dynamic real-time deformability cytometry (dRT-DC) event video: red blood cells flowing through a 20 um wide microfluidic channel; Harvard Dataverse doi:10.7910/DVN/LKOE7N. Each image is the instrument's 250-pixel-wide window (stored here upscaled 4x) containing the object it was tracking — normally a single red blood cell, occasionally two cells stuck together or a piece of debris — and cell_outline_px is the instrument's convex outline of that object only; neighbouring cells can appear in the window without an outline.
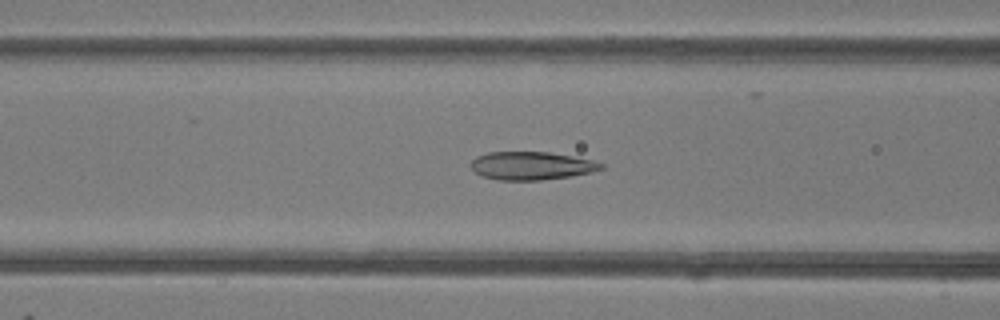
{"species": "common noctule bat (a hibernating species)", "species_latin": "Nyctalus noctula", "temperature_condition": "room temperature", "stored_images_in_passage": 38, "camera_frame_rate_fps": 3000, "um_per_image_px": 0.085, "animal": {"sex": "female"}, "frame": {"image": 1, "passage_image": 9, "time_ms": 2.667, "image_size_px": [1000, 320], "cell_outline_px": [[604, 168], [592, 172], [572, 176], [540, 180], [500, 180], [484, 176], [476, 172], [468, 164], [476, 156], [488, 152], [548, 152], [592, 160], [604, 164]], "centroid_in_image_um": [45.17, 14.08], "position_along_channel_um": 121.4, "area_um2": 21.27}}
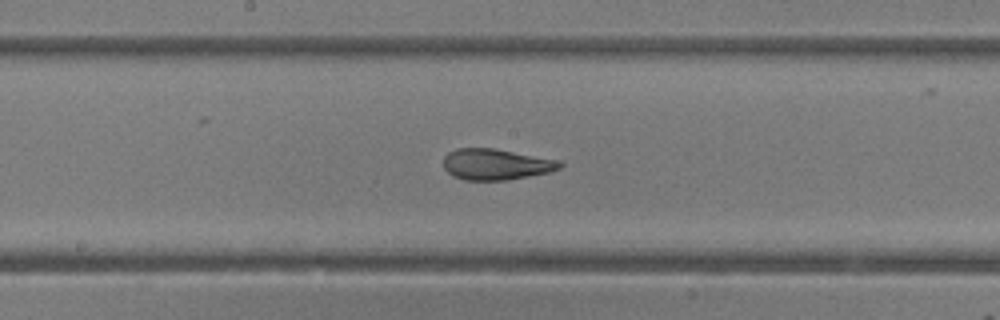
{"frame": {"image": 2, "passage_image": 15, "time_ms": 4.667, "image_size_px": [1000, 320], "cell_outline_px": [[564, 164], [560, 168], [548, 172], [508, 180], [464, 180], [452, 176], [444, 168], [444, 156], [448, 152], [456, 148], [496, 148], [560, 160]], "centroid_in_image_um": [42.15, 13.96], "position_along_channel_um": 206.0, "area_um2": 21.21}}
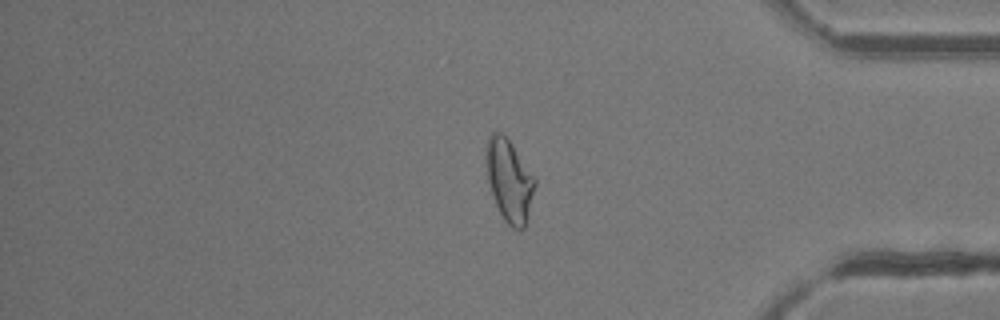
{"frame": {"image": 3, "passage_image": 30, "time_ms": 9.667, "image_size_px": [1000, 320], "cell_outline_px": [[536, 184], [528, 216], [524, 228], [520, 232], [512, 228], [504, 220], [492, 196], [488, 180], [484, 152], [488, 136], [492, 132], [500, 132], [508, 140], [536, 180]], "centroid_in_image_um": [43.26, 15.37], "position_along_channel_um": 391.9, "area_um2": 23.24}, "authors_computed_cell_mechanics": {"area_um2": 22.6865, "velocity_mm_per_s": 4.2241, "shape_relaxation_time_tau1_ms": 7.9065, "shape_relaxation_time_tau2_ms": 1.2501, "deformation_change_tau1": 0.233, "deformation_change_tau2": 0.0836}}